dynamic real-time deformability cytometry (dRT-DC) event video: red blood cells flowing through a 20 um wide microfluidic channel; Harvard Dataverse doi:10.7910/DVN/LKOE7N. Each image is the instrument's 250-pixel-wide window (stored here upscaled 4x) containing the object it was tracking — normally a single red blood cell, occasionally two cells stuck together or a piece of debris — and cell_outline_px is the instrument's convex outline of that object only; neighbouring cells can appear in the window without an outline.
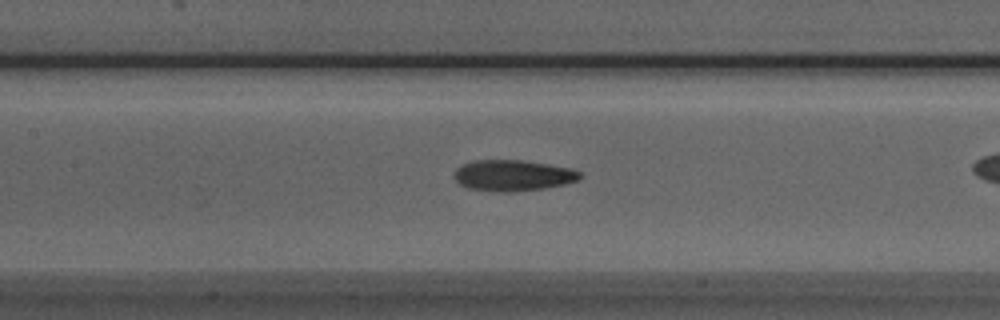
{"species": "Egyptian fruit bat (a non-hibernating species)", "species_latin": "Rousettus aegyptiacus", "temperature_condition": "room temperature", "stored_images_in_passage": 28, "camera_frame_rate_fps": 3000, "um_per_image_px": 0.085, "animal": {"sex": "male"}, "frame": {"image": 1, "passage_image": 10, "time_ms": 3.0, "image_size_px": [1000, 320], "cell_outline_px": [[584, 176], [576, 180], [564, 184], [544, 188], [512, 192], [500, 192], [468, 188], [460, 184], [456, 180], [456, 168], [472, 160], [520, 160], [568, 168], [580, 172]], "centroid_in_image_um": [43.58, 14.92], "position_along_channel_um": 163.8, "area_um2": 22.37}}
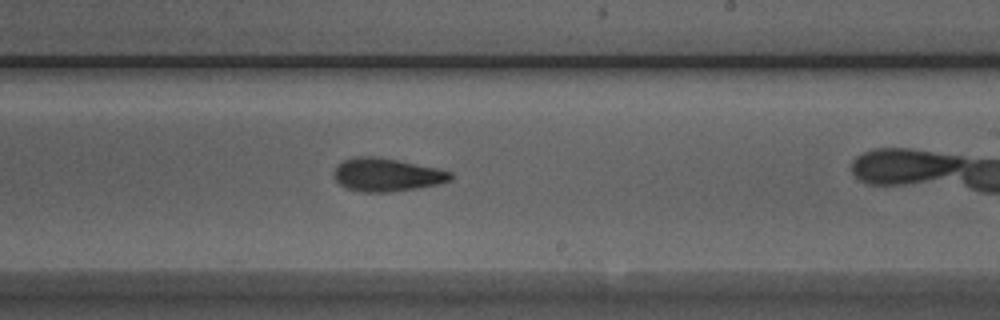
{"frame": {"image": 2, "passage_image": 17, "time_ms": 5.333, "image_size_px": [1000, 320], "cell_outline_px": [[452, 180], [440, 184], [416, 188], [388, 192], [364, 192], [348, 188], [340, 184], [336, 180], [336, 168], [344, 160], [356, 156], [380, 156], [436, 168], [452, 172]], "centroid_in_image_um": [32.92, 14.85], "position_along_channel_um": 256.1, "area_um2": 22.31}}
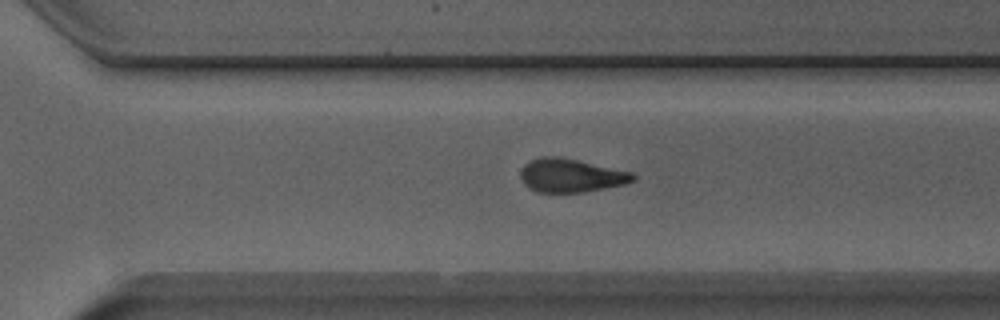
{"frame": {"image": 3, "passage_image": 22, "time_ms": 7.0, "image_size_px": [1000, 320], "cell_outline_px": [[636, 180], [624, 184], [584, 192], [536, 192], [528, 188], [524, 184], [520, 176], [520, 172], [524, 164], [540, 156], [556, 156], [576, 160], [632, 172], [636, 176]], "centroid_in_image_um": [48.5, 14.92], "position_along_channel_um": 322.1, "area_um2": 21.85}}